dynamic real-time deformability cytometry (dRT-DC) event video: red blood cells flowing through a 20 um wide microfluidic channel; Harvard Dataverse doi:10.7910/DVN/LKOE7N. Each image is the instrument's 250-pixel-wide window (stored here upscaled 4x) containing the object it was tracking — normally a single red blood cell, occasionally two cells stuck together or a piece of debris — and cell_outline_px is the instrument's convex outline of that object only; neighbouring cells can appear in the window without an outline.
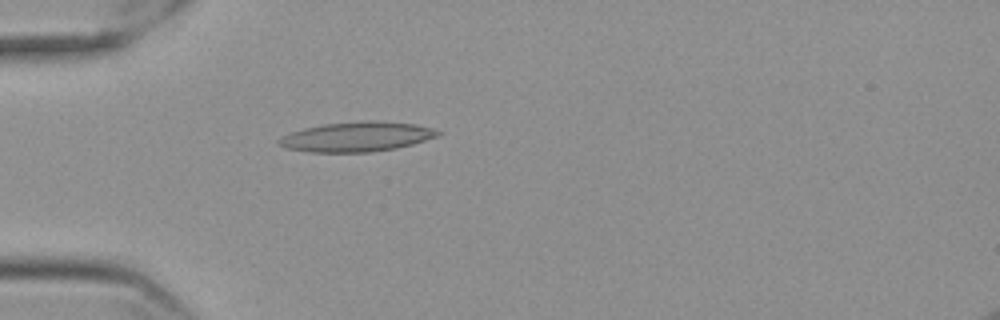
{"species": "Egyptian fruit bat (a non-hibernating species)", "species_latin": "Rousettus aegyptiacus", "temperature_condition": "cold", "stored_images_in_passage": 57, "camera_frame_rate_fps": 3000, "um_per_image_px": 0.085, "frame": {"image": 1, "passage_image": 17, "time_ms": 5.333, "image_size_px": [1000, 320], "cell_outline_px": [[440, 136], [412, 144], [396, 148], [368, 152], [312, 152], [288, 148], [280, 144], [276, 140], [280, 136], [304, 128], [324, 124], [364, 120], [376, 120], [416, 124], [432, 128], [440, 132]], "centroid_in_image_um": [30.35, 11.61], "position_along_channel_um": 54.7, "area_um2": 27.51}}
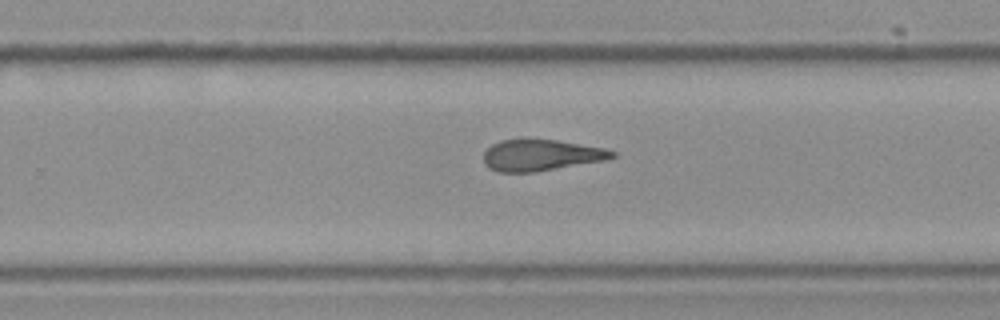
{"frame": {"image": 2, "passage_image": 37, "time_ms": 12.0, "image_size_px": [1000, 320], "cell_outline_px": [[616, 156], [604, 160], [536, 172], [500, 172], [488, 168], [484, 164], [484, 152], [492, 144], [500, 140], [556, 140], [604, 148], [616, 152]], "centroid_in_image_um": [45.97, 13.2], "position_along_channel_um": 283.8, "area_um2": 23.18}}
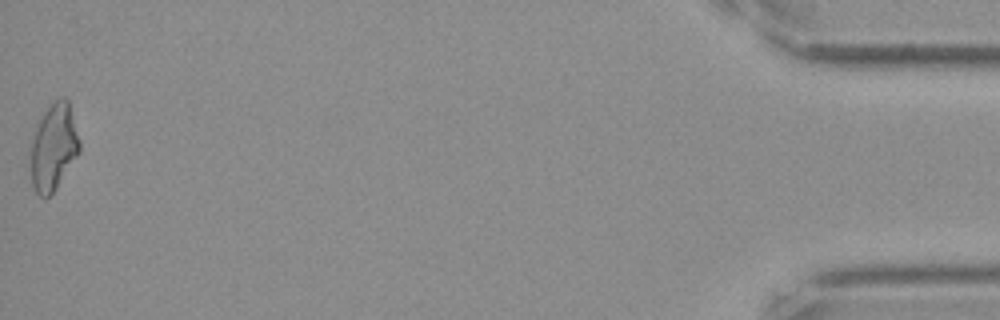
{"frame": {"image": 3, "passage_image": 57, "time_ms": 18.667, "image_size_px": [1000, 320], "cell_outline_px": [[80, 152], [56, 188], [44, 200], [36, 192], [32, 184], [32, 140], [40, 116], [60, 96], [64, 96], [68, 100], [80, 140]], "centroid_in_image_um": [4.58, 12.5], "position_along_channel_um": 430.6, "area_um2": 24.33}, "authors_computed_cell_mechanics": {"area_um2": 24.3916, "velocity_mm_per_s": 3.5736, "shape_relaxation_time_tau1_ms": null, "shape_relaxation_time_tau2_ms": 3.9816, "deformation_change_tau1": null, "deformation_change_tau2": 0.1458}}